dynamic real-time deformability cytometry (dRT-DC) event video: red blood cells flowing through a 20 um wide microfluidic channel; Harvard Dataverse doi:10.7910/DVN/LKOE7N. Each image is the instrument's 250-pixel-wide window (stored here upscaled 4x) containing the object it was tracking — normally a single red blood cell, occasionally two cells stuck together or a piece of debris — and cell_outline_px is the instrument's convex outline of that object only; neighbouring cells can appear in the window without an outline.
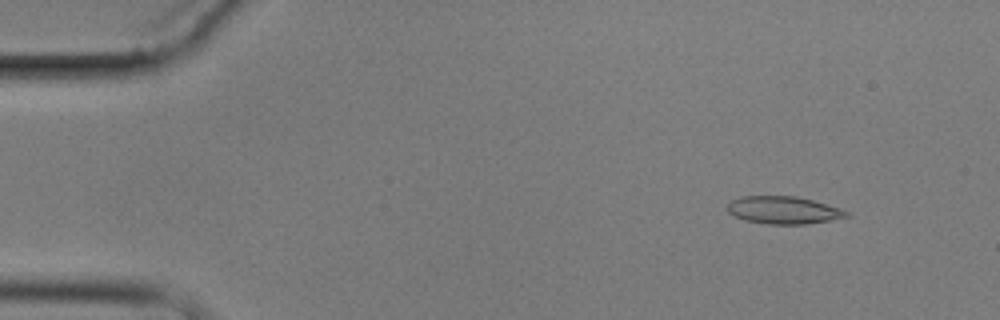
{"species": "common noctule bat (a hibernating species)", "species_latin": "Nyctalus noctula", "temperature_condition": "cold", "stored_images_in_passage": 4, "camera_frame_rate_fps": 3000, "um_per_image_px": 0.085, "animal": {"sex": "male", "body_mass_g": 17.9}, "frame": {"image": 1, "passage_image": 2, "time_ms": 1.333, "image_size_px": [1000, 320], "cell_outline_px": [[852, 216], [804, 224], [768, 224], [744, 220], [728, 212], [724, 208], [728, 200], [740, 196], [796, 196], [812, 200], [840, 208], [848, 212]], "centroid_in_image_um": [66.53, 17.85], "position_along_channel_um": 18.5, "area_um2": 19.25}}